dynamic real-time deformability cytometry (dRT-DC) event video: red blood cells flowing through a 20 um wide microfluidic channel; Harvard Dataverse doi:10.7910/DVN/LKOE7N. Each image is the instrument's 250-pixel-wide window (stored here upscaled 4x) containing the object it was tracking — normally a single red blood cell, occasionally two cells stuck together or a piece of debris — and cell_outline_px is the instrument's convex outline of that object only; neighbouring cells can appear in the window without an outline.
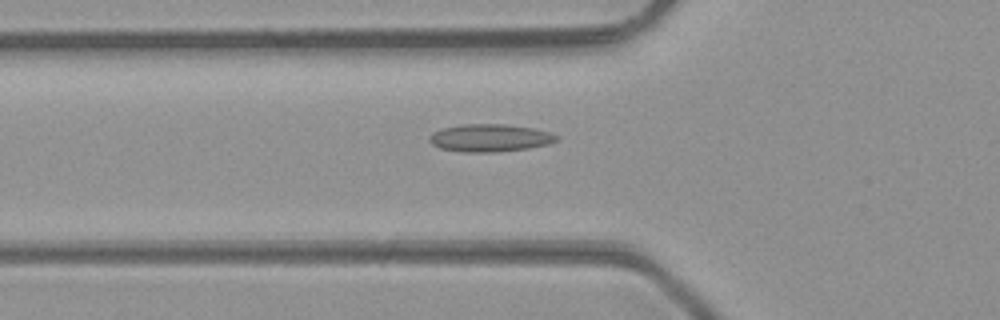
{"species": "common noctule bat (a hibernating species)", "species_latin": "Nyctalus noctula", "temperature_condition": "room temperature", "stored_images_in_passage": 41, "camera_frame_rate_fps": 3000, "um_per_image_px": 0.085, "animal": {"sex": "male", "body_mass_g": 23.1, "forearm_length_mm": 52.7}, "frame": {"image": 1, "passage_image": 15, "time_ms": 4.667, "image_size_px": [1000, 320], "cell_outline_px": [[560, 136], [556, 140], [548, 144], [528, 148], [496, 152], [464, 152], [440, 148], [432, 144], [428, 140], [428, 136], [432, 132], [440, 128], [464, 124], [508, 124], [532, 128], [552, 132]], "centroid_in_image_um": [41.62, 11.71], "position_along_channel_um": 84.2, "area_um2": 20.63}}
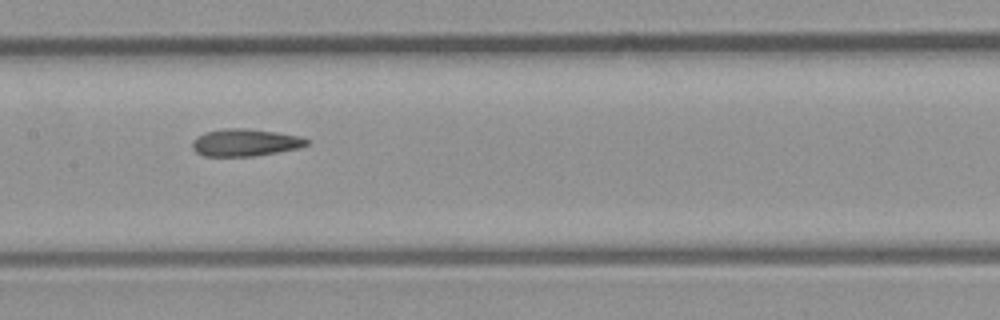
{"frame": {"image": 2, "passage_image": 22, "time_ms": 7.0, "image_size_px": [1000, 320], "cell_outline_px": [[308, 144], [300, 148], [256, 156], [204, 156], [196, 152], [192, 148], [192, 144], [196, 136], [204, 132], [224, 128], [244, 128], [276, 132], [300, 136], [308, 140]], "centroid_in_image_um": [20.82, 12.11], "position_along_channel_um": 186.6, "area_um2": 18.26}}
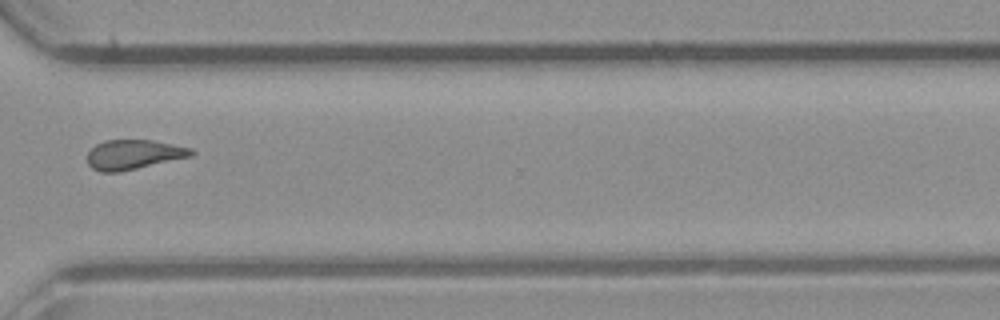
{"frame": {"image": 3, "passage_image": 34, "time_ms": 11.0, "image_size_px": [1000, 320], "cell_outline_px": [[196, 152], [192, 156], [120, 172], [100, 172], [92, 168], [88, 164], [88, 152], [96, 144], [104, 140], [152, 140], [192, 148]], "centroid_in_image_um": [11.36, 13.14], "position_along_channel_um": 359.2, "area_um2": 17.98}}